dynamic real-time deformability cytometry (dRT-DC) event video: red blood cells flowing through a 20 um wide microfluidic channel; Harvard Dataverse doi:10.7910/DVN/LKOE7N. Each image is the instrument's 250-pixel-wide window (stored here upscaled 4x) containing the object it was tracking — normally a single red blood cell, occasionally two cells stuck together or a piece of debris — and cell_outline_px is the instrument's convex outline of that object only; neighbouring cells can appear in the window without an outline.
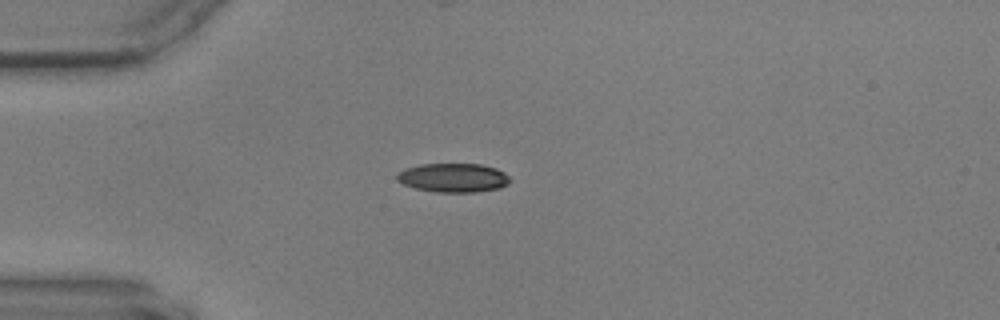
{"species": "common noctule bat (a hibernating species)", "species_latin": "Nyctalus noctula", "temperature_condition": "warm", "stored_images_in_passage": 43, "camera_frame_rate_fps": 3000, "um_per_image_px": 0.085, "animal": {"sex": "male", "body_mass_g": 17.9, "forearm_length_mm": 54.2}, "frame": {"image": 1, "passage_image": 1, "time_ms": 0.0, "image_size_px": [1000, 320], "cell_outline_px": [[512, 180], [508, 184], [500, 188], [476, 192], [436, 192], [416, 188], [404, 184], [396, 180], [396, 176], [404, 168], [420, 164], [480, 164], [496, 168], [504, 172]], "centroid_in_image_um": [38.55, 15.1], "position_along_channel_um": 46.5, "area_um2": 19.13}}
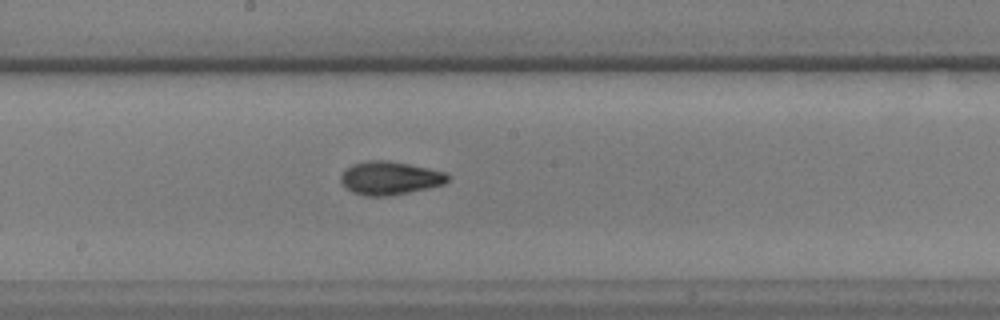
{"frame": {"image": 2, "passage_image": 17, "time_ms": 5.333, "image_size_px": [1000, 320], "cell_outline_px": [[452, 176], [444, 184], [428, 188], [388, 196], [364, 196], [352, 192], [344, 188], [340, 180], [340, 176], [344, 168], [352, 164], [368, 160], [388, 160], [448, 172]], "centroid_in_image_um": [33.12, 15.13], "position_along_channel_um": 215.1, "area_um2": 21.1}}
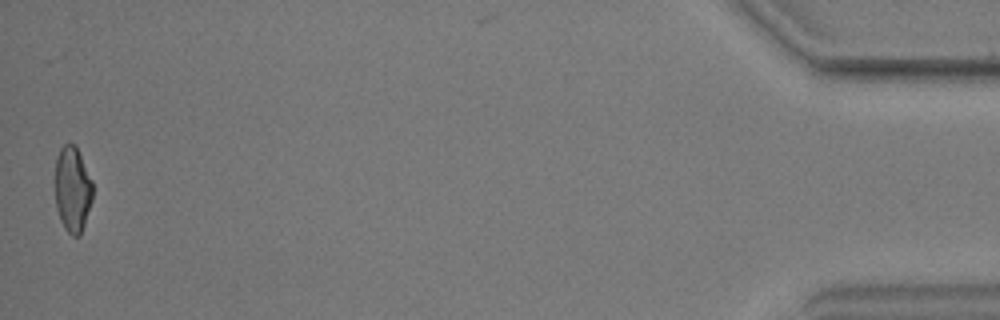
{"frame": {"image": 3, "passage_image": 43, "time_ms": 14.0, "image_size_px": [1000, 320], "cell_outline_px": [[92, 200], [80, 236], [72, 236], [64, 228], [60, 220], [56, 208], [56, 156], [60, 148], [64, 144], [76, 144], [92, 180]], "centroid_in_image_um": [6.17, 16.08], "position_along_channel_um": 429.0, "area_um2": 18.79}}